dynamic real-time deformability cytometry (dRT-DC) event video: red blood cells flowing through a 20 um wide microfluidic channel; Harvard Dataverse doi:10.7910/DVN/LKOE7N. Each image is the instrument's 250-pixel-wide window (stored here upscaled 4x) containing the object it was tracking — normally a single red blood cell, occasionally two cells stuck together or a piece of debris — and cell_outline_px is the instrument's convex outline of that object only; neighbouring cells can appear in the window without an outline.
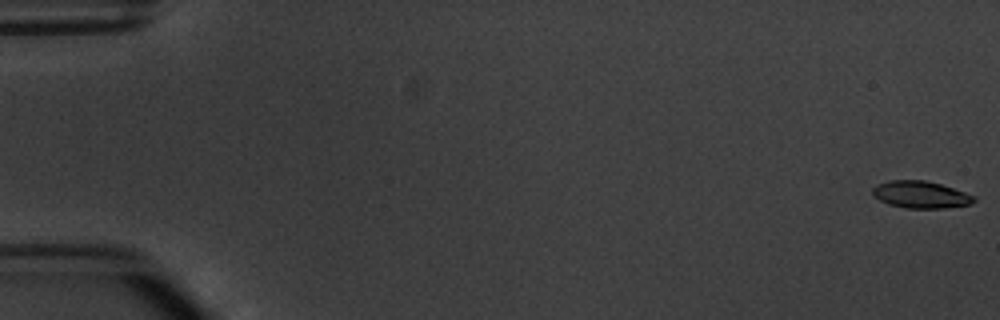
{"species": "common noctule bat (a hibernating species)", "species_latin": "Nyctalus noctula", "temperature_condition": "warm", "stored_images_in_passage": 6, "camera_frame_rate_fps": 3000, "um_per_image_px": 0.085, "animal": {"sex": "male", "body_mass_g": 20.1, "forearm_length_mm": 53.5}, "frame": {"image": 1, "passage_image": 1, "time_ms": 0.0, "image_size_px": [1000, 320], "cell_outline_px": [[976, 200], [968, 204], [944, 208], [908, 208], [888, 204], [880, 200], [872, 192], [872, 188], [876, 184], [888, 180], [924, 180], [940, 184], [976, 196]], "centroid_in_image_um": [78.23, 16.53], "position_along_channel_um": 6.8, "area_um2": 15.84}}
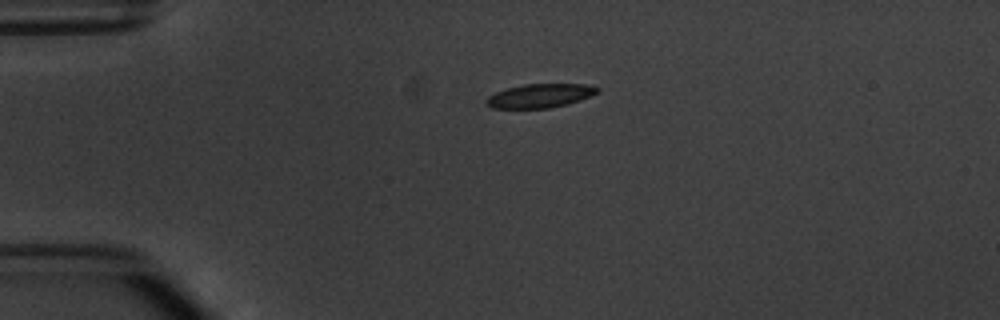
{"frame": {"image": 2, "passage_image": 6, "time_ms": 7.0, "image_size_px": [1000, 320], "cell_outline_px": [[600, 92], [592, 96], [568, 104], [548, 108], [492, 108], [484, 104], [484, 100], [488, 96], [496, 92], [508, 88], [524, 84], [592, 84], [600, 88]], "centroid_in_image_um": [45.93, 8.13], "position_along_channel_um": 39.1, "area_um2": 15.66}}